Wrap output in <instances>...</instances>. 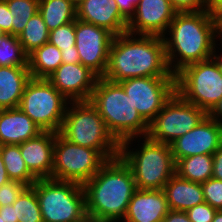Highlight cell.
<instances>
[{
    "instance_id": "cell-1",
    "label": "cell",
    "mask_w": 222,
    "mask_h": 222,
    "mask_svg": "<svg viewBox=\"0 0 222 222\" xmlns=\"http://www.w3.org/2000/svg\"><path fill=\"white\" fill-rule=\"evenodd\" d=\"M137 77H176L168 66L163 37L128 32L114 36L103 78L118 83Z\"/></svg>"
},
{
    "instance_id": "cell-2",
    "label": "cell",
    "mask_w": 222,
    "mask_h": 222,
    "mask_svg": "<svg viewBox=\"0 0 222 222\" xmlns=\"http://www.w3.org/2000/svg\"><path fill=\"white\" fill-rule=\"evenodd\" d=\"M219 37L210 10L176 13L163 36L171 72L176 75L187 65L211 59Z\"/></svg>"
},
{
    "instance_id": "cell-3",
    "label": "cell",
    "mask_w": 222,
    "mask_h": 222,
    "mask_svg": "<svg viewBox=\"0 0 222 222\" xmlns=\"http://www.w3.org/2000/svg\"><path fill=\"white\" fill-rule=\"evenodd\" d=\"M83 188L91 222H122L136 185L130 168L117 157L108 160Z\"/></svg>"
},
{
    "instance_id": "cell-4",
    "label": "cell",
    "mask_w": 222,
    "mask_h": 222,
    "mask_svg": "<svg viewBox=\"0 0 222 222\" xmlns=\"http://www.w3.org/2000/svg\"><path fill=\"white\" fill-rule=\"evenodd\" d=\"M119 157L130 168L136 189L163 190L164 185L175 174L176 162L171 146L154 142L147 137H133L122 141Z\"/></svg>"
},
{
    "instance_id": "cell-5",
    "label": "cell",
    "mask_w": 222,
    "mask_h": 222,
    "mask_svg": "<svg viewBox=\"0 0 222 222\" xmlns=\"http://www.w3.org/2000/svg\"><path fill=\"white\" fill-rule=\"evenodd\" d=\"M89 101L119 143L133 137H146L149 123L135 109L119 83L98 77Z\"/></svg>"
},
{
    "instance_id": "cell-6",
    "label": "cell",
    "mask_w": 222,
    "mask_h": 222,
    "mask_svg": "<svg viewBox=\"0 0 222 222\" xmlns=\"http://www.w3.org/2000/svg\"><path fill=\"white\" fill-rule=\"evenodd\" d=\"M58 133L73 144L98 150L107 160L119 157L120 143L90 101L69 102Z\"/></svg>"
},
{
    "instance_id": "cell-7",
    "label": "cell",
    "mask_w": 222,
    "mask_h": 222,
    "mask_svg": "<svg viewBox=\"0 0 222 222\" xmlns=\"http://www.w3.org/2000/svg\"><path fill=\"white\" fill-rule=\"evenodd\" d=\"M35 189L43 222H91L87 218L83 185L37 179Z\"/></svg>"
},
{
    "instance_id": "cell-8",
    "label": "cell",
    "mask_w": 222,
    "mask_h": 222,
    "mask_svg": "<svg viewBox=\"0 0 222 222\" xmlns=\"http://www.w3.org/2000/svg\"><path fill=\"white\" fill-rule=\"evenodd\" d=\"M176 92L207 114L222 98V72L213 58L185 66L176 74Z\"/></svg>"
},
{
    "instance_id": "cell-9",
    "label": "cell",
    "mask_w": 222,
    "mask_h": 222,
    "mask_svg": "<svg viewBox=\"0 0 222 222\" xmlns=\"http://www.w3.org/2000/svg\"><path fill=\"white\" fill-rule=\"evenodd\" d=\"M69 102L47 79L31 78L18 107L42 131L58 133Z\"/></svg>"
},
{
    "instance_id": "cell-10",
    "label": "cell",
    "mask_w": 222,
    "mask_h": 222,
    "mask_svg": "<svg viewBox=\"0 0 222 222\" xmlns=\"http://www.w3.org/2000/svg\"><path fill=\"white\" fill-rule=\"evenodd\" d=\"M107 161L98 150L73 144L56 133L51 179L84 185Z\"/></svg>"
},
{
    "instance_id": "cell-11",
    "label": "cell",
    "mask_w": 222,
    "mask_h": 222,
    "mask_svg": "<svg viewBox=\"0 0 222 222\" xmlns=\"http://www.w3.org/2000/svg\"><path fill=\"white\" fill-rule=\"evenodd\" d=\"M207 115L204 110L185 101L175 92L149 123L146 137L170 145L200 124Z\"/></svg>"
},
{
    "instance_id": "cell-12",
    "label": "cell",
    "mask_w": 222,
    "mask_h": 222,
    "mask_svg": "<svg viewBox=\"0 0 222 222\" xmlns=\"http://www.w3.org/2000/svg\"><path fill=\"white\" fill-rule=\"evenodd\" d=\"M118 83L148 123L176 92V77H137Z\"/></svg>"
},
{
    "instance_id": "cell-13",
    "label": "cell",
    "mask_w": 222,
    "mask_h": 222,
    "mask_svg": "<svg viewBox=\"0 0 222 222\" xmlns=\"http://www.w3.org/2000/svg\"><path fill=\"white\" fill-rule=\"evenodd\" d=\"M113 38L114 35L104 28L75 20V46L80 63L98 77L106 72Z\"/></svg>"
},
{
    "instance_id": "cell-14",
    "label": "cell",
    "mask_w": 222,
    "mask_h": 222,
    "mask_svg": "<svg viewBox=\"0 0 222 222\" xmlns=\"http://www.w3.org/2000/svg\"><path fill=\"white\" fill-rule=\"evenodd\" d=\"M221 145L222 124L208 115L191 131L170 144L175 162L194 155H213Z\"/></svg>"
},
{
    "instance_id": "cell-15",
    "label": "cell",
    "mask_w": 222,
    "mask_h": 222,
    "mask_svg": "<svg viewBox=\"0 0 222 222\" xmlns=\"http://www.w3.org/2000/svg\"><path fill=\"white\" fill-rule=\"evenodd\" d=\"M176 13L170 0H138L127 32L163 37Z\"/></svg>"
},
{
    "instance_id": "cell-16",
    "label": "cell",
    "mask_w": 222,
    "mask_h": 222,
    "mask_svg": "<svg viewBox=\"0 0 222 222\" xmlns=\"http://www.w3.org/2000/svg\"><path fill=\"white\" fill-rule=\"evenodd\" d=\"M98 76L81 63H62L47 80L70 102L89 101Z\"/></svg>"
},
{
    "instance_id": "cell-17",
    "label": "cell",
    "mask_w": 222,
    "mask_h": 222,
    "mask_svg": "<svg viewBox=\"0 0 222 222\" xmlns=\"http://www.w3.org/2000/svg\"><path fill=\"white\" fill-rule=\"evenodd\" d=\"M56 133L43 131L19 145L26 167L36 179H51Z\"/></svg>"
},
{
    "instance_id": "cell-18",
    "label": "cell",
    "mask_w": 222,
    "mask_h": 222,
    "mask_svg": "<svg viewBox=\"0 0 222 222\" xmlns=\"http://www.w3.org/2000/svg\"><path fill=\"white\" fill-rule=\"evenodd\" d=\"M76 18L110 31L114 36L127 32L128 21L115 0H82L76 6Z\"/></svg>"
},
{
    "instance_id": "cell-19",
    "label": "cell",
    "mask_w": 222,
    "mask_h": 222,
    "mask_svg": "<svg viewBox=\"0 0 222 222\" xmlns=\"http://www.w3.org/2000/svg\"><path fill=\"white\" fill-rule=\"evenodd\" d=\"M169 211L163 190L136 189L122 222H163Z\"/></svg>"
},
{
    "instance_id": "cell-20",
    "label": "cell",
    "mask_w": 222,
    "mask_h": 222,
    "mask_svg": "<svg viewBox=\"0 0 222 222\" xmlns=\"http://www.w3.org/2000/svg\"><path fill=\"white\" fill-rule=\"evenodd\" d=\"M42 132L19 107L0 110V146L20 145Z\"/></svg>"
},
{
    "instance_id": "cell-21",
    "label": "cell",
    "mask_w": 222,
    "mask_h": 222,
    "mask_svg": "<svg viewBox=\"0 0 222 222\" xmlns=\"http://www.w3.org/2000/svg\"><path fill=\"white\" fill-rule=\"evenodd\" d=\"M163 191L170 210L186 212L205 202L201 183L188 181L176 173L164 185Z\"/></svg>"
},
{
    "instance_id": "cell-22",
    "label": "cell",
    "mask_w": 222,
    "mask_h": 222,
    "mask_svg": "<svg viewBox=\"0 0 222 222\" xmlns=\"http://www.w3.org/2000/svg\"><path fill=\"white\" fill-rule=\"evenodd\" d=\"M31 78L28 67L0 66V110L19 106Z\"/></svg>"
},
{
    "instance_id": "cell-23",
    "label": "cell",
    "mask_w": 222,
    "mask_h": 222,
    "mask_svg": "<svg viewBox=\"0 0 222 222\" xmlns=\"http://www.w3.org/2000/svg\"><path fill=\"white\" fill-rule=\"evenodd\" d=\"M62 63L61 50L50 42L28 55V69L34 79H47Z\"/></svg>"
},
{
    "instance_id": "cell-24",
    "label": "cell",
    "mask_w": 222,
    "mask_h": 222,
    "mask_svg": "<svg viewBox=\"0 0 222 222\" xmlns=\"http://www.w3.org/2000/svg\"><path fill=\"white\" fill-rule=\"evenodd\" d=\"M39 13L50 31L76 20V6L70 0H39Z\"/></svg>"
},
{
    "instance_id": "cell-25",
    "label": "cell",
    "mask_w": 222,
    "mask_h": 222,
    "mask_svg": "<svg viewBox=\"0 0 222 222\" xmlns=\"http://www.w3.org/2000/svg\"><path fill=\"white\" fill-rule=\"evenodd\" d=\"M175 173L188 181L203 183L212 178L213 155L202 154L178 159Z\"/></svg>"
},
{
    "instance_id": "cell-26",
    "label": "cell",
    "mask_w": 222,
    "mask_h": 222,
    "mask_svg": "<svg viewBox=\"0 0 222 222\" xmlns=\"http://www.w3.org/2000/svg\"><path fill=\"white\" fill-rule=\"evenodd\" d=\"M0 152L10 180L23 183L27 187L37 181L26 167L19 145H1Z\"/></svg>"
},
{
    "instance_id": "cell-27",
    "label": "cell",
    "mask_w": 222,
    "mask_h": 222,
    "mask_svg": "<svg viewBox=\"0 0 222 222\" xmlns=\"http://www.w3.org/2000/svg\"><path fill=\"white\" fill-rule=\"evenodd\" d=\"M18 39L27 55L49 41V30L39 12L30 18Z\"/></svg>"
},
{
    "instance_id": "cell-28",
    "label": "cell",
    "mask_w": 222,
    "mask_h": 222,
    "mask_svg": "<svg viewBox=\"0 0 222 222\" xmlns=\"http://www.w3.org/2000/svg\"><path fill=\"white\" fill-rule=\"evenodd\" d=\"M15 220L18 222H43L35 189L26 187L13 203Z\"/></svg>"
},
{
    "instance_id": "cell-29",
    "label": "cell",
    "mask_w": 222,
    "mask_h": 222,
    "mask_svg": "<svg viewBox=\"0 0 222 222\" xmlns=\"http://www.w3.org/2000/svg\"><path fill=\"white\" fill-rule=\"evenodd\" d=\"M0 66L28 67V55L18 36L4 34L0 37Z\"/></svg>"
},
{
    "instance_id": "cell-30",
    "label": "cell",
    "mask_w": 222,
    "mask_h": 222,
    "mask_svg": "<svg viewBox=\"0 0 222 222\" xmlns=\"http://www.w3.org/2000/svg\"><path fill=\"white\" fill-rule=\"evenodd\" d=\"M13 16L12 35L18 36L30 18L39 12V0H5Z\"/></svg>"
},
{
    "instance_id": "cell-31",
    "label": "cell",
    "mask_w": 222,
    "mask_h": 222,
    "mask_svg": "<svg viewBox=\"0 0 222 222\" xmlns=\"http://www.w3.org/2000/svg\"><path fill=\"white\" fill-rule=\"evenodd\" d=\"M59 50L72 49L75 46V20L49 32V41Z\"/></svg>"
},
{
    "instance_id": "cell-32",
    "label": "cell",
    "mask_w": 222,
    "mask_h": 222,
    "mask_svg": "<svg viewBox=\"0 0 222 222\" xmlns=\"http://www.w3.org/2000/svg\"><path fill=\"white\" fill-rule=\"evenodd\" d=\"M201 185L205 202L217 211L222 210V180L212 177Z\"/></svg>"
},
{
    "instance_id": "cell-33",
    "label": "cell",
    "mask_w": 222,
    "mask_h": 222,
    "mask_svg": "<svg viewBox=\"0 0 222 222\" xmlns=\"http://www.w3.org/2000/svg\"><path fill=\"white\" fill-rule=\"evenodd\" d=\"M27 186L23 183L9 180L0 187V207L12 205Z\"/></svg>"
},
{
    "instance_id": "cell-34",
    "label": "cell",
    "mask_w": 222,
    "mask_h": 222,
    "mask_svg": "<svg viewBox=\"0 0 222 222\" xmlns=\"http://www.w3.org/2000/svg\"><path fill=\"white\" fill-rule=\"evenodd\" d=\"M177 13L210 10L211 0H170Z\"/></svg>"
},
{
    "instance_id": "cell-35",
    "label": "cell",
    "mask_w": 222,
    "mask_h": 222,
    "mask_svg": "<svg viewBox=\"0 0 222 222\" xmlns=\"http://www.w3.org/2000/svg\"><path fill=\"white\" fill-rule=\"evenodd\" d=\"M216 211L204 202L188 209L186 213L192 222H212Z\"/></svg>"
},
{
    "instance_id": "cell-36",
    "label": "cell",
    "mask_w": 222,
    "mask_h": 222,
    "mask_svg": "<svg viewBox=\"0 0 222 222\" xmlns=\"http://www.w3.org/2000/svg\"><path fill=\"white\" fill-rule=\"evenodd\" d=\"M12 22L13 16L10 13L6 1L0 0V29L5 34L12 35Z\"/></svg>"
},
{
    "instance_id": "cell-37",
    "label": "cell",
    "mask_w": 222,
    "mask_h": 222,
    "mask_svg": "<svg viewBox=\"0 0 222 222\" xmlns=\"http://www.w3.org/2000/svg\"><path fill=\"white\" fill-rule=\"evenodd\" d=\"M121 15L129 22L134 16L138 0H115Z\"/></svg>"
},
{
    "instance_id": "cell-38",
    "label": "cell",
    "mask_w": 222,
    "mask_h": 222,
    "mask_svg": "<svg viewBox=\"0 0 222 222\" xmlns=\"http://www.w3.org/2000/svg\"><path fill=\"white\" fill-rule=\"evenodd\" d=\"M214 179L222 180V145L213 154V173Z\"/></svg>"
},
{
    "instance_id": "cell-39",
    "label": "cell",
    "mask_w": 222,
    "mask_h": 222,
    "mask_svg": "<svg viewBox=\"0 0 222 222\" xmlns=\"http://www.w3.org/2000/svg\"><path fill=\"white\" fill-rule=\"evenodd\" d=\"M163 222H192L185 211L170 210Z\"/></svg>"
},
{
    "instance_id": "cell-40",
    "label": "cell",
    "mask_w": 222,
    "mask_h": 222,
    "mask_svg": "<svg viewBox=\"0 0 222 222\" xmlns=\"http://www.w3.org/2000/svg\"><path fill=\"white\" fill-rule=\"evenodd\" d=\"M61 57H62L63 63H65V64L80 63L79 54H78L76 46H72V49L61 50Z\"/></svg>"
},
{
    "instance_id": "cell-41",
    "label": "cell",
    "mask_w": 222,
    "mask_h": 222,
    "mask_svg": "<svg viewBox=\"0 0 222 222\" xmlns=\"http://www.w3.org/2000/svg\"><path fill=\"white\" fill-rule=\"evenodd\" d=\"M0 216L5 222H18V220H15L13 204L0 207Z\"/></svg>"
},
{
    "instance_id": "cell-42",
    "label": "cell",
    "mask_w": 222,
    "mask_h": 222,
    "mask_svg": "<svg viewBox=\"0 0 222 222\" xmlns=\"http://www.w3.org/2000/svg\"><path fill=\"white\" fill-rule=\"evenodd\" d=\"M212 58L218 64L219 69L222 72V37H219L216 41Z\"/></svg>"
},
{
    "instance_id": "cell-43",
    "label": "cell",
    "mask_w": 222,
    "mask_h": 222,
    "mask_svg": "<svg viewBox=\"0 0 222 222\" xmlns=\"http://www.w3.org/2000/svg\"><path fill=\"white\" fill-rule=\"evenodd\" d=\"M208 116L214 119L215 121L219 122L220 124H222V98L208 113Z\"/></svg>"
},
{
    "instance_id": "cell-44",
    "label": "cell",
    "mask_w": 222,
    "mask_h": 222,
    "mask_svg": "<svg viewBox=\"0 0 222 222\" xmlns=\"http://www.w3.org/2000/svg\"><path fill=\"white\" fill-rule=\"evenodd\" d=\"M9 180L10 178L8 177L4 162L1 157V152H0V187L6 182H8Z\"/></svg>"
},
{
    "instance_id": "cell-45",
    "label": "cell",
    "mask_w": 222,
    "mask_h": 222,
    "mask_svg": "<svg viewBox=\"0 0 222 222\" xmlns=\"http://www.w3.org/2000/svg\"><path fill=\"white\" fill-rule=\"evenodd\" d=\"M222 11V0H211L210 13L216 17Z\"/></svg>"
},
{
    "instance_id": "cell-46",
    "label": "cell",
    "mask_w": 222,
    "mask_h": 222,
    "mask_svg": "<svg viewBox=\"0 0 222 222\" xmlns=\"http://www.w3.org/2000/svg\"><path fill=\"white\" fill-rule=\"evenodd\" d=\"M217 31L220 37H222V11L215 17Z\"/></svg>"
},
{
    "instance_id": "cell-47",
    "label": "cell",
    "mask_w": 222,
    "mask_h": 222,
    "mask_svg": "<svg viewBox=\"0 0 222 222\" xmlns=\"http://www.w3.org/2000/svg\"><path fill=\"white\" fill-rule=\"evenodd\" d=\"M212 222H222V210L216 211Z\"/></svg>"
},
{
    "instance_id": "cell-48",
    "label": "cell",
    "mask_w": 222,
    "mask_h": 222,
    "mask_svg": "<svg viewBox=\"0 0 222 222\" xmlns=\"http://www.w3.org/2000/svg\"><path fill=\"white\" fill-rule=\"evenodd\" d=\"M75 6H77L82 0H70Z\"/></svg>"
},
{
    "instance_id": "cell-49",
    "label": "cell",
    "mask_w": 222,
    "mask_h": 222,
    "mask_svg": "<svg viewBox=\"0 0 222 222\" xmlns=\"http://www.w3.org/2000/svg\"><path fill=\"white\" fill-rule=\"evenodd\" d=\"M5 33L0 29V37H2Z\"/></svg>"
},
{
    "instance_id": "cell-50",
    "label": "cell",
    "mask_w": 222,
    "mask_h": 222,
    "mask_svg": "<svg viewBox=\"0 0 222 222\" xmlns=\"http://www.w3.org/2000/svg\"><path fill=\"white\" fill-rule=\"evenodd\" d=\"M0 222H5V221L3 220V218H1V216H0Z\"/></svg>"
}]
</instances>
